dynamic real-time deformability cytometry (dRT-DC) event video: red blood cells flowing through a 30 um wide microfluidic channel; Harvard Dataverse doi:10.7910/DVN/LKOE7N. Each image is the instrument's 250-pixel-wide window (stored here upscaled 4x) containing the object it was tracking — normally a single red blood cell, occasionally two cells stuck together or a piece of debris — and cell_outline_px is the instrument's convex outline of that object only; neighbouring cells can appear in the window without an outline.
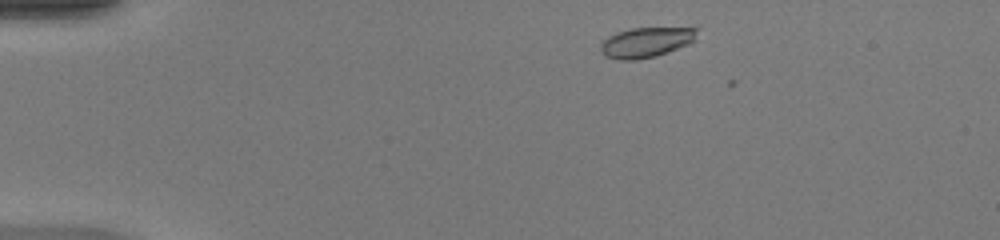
{"species": "common noctule bat (a hibernating species)", "species_latin": "Nyctalus noctula", "temperature_condition": "warm", "stored_images_in_passage": 4, "camera_frame_rate_fps": 3000, "um_per_image_px": 0.085, "animal": {"sex": "female", "body_mass_g": 20.0, "forearm_length_mm": 54.0}, "frame": {"image": 1, "passage_image": 3, "time_ms": 0.667, "image_size_px": [1000, 240], "cell_outline_px": [[700, 28], [696, 40], [688, 44], [668, 52], [656, 56], [636, 60], [620, 60], [604, 56], [600, 48], [600, 44], [608, 36], [632, 28]], "centroid_in_image_um": [54.95, 3.6], "position_along_channel_um": 30.1, "area_um2": 16.94}}